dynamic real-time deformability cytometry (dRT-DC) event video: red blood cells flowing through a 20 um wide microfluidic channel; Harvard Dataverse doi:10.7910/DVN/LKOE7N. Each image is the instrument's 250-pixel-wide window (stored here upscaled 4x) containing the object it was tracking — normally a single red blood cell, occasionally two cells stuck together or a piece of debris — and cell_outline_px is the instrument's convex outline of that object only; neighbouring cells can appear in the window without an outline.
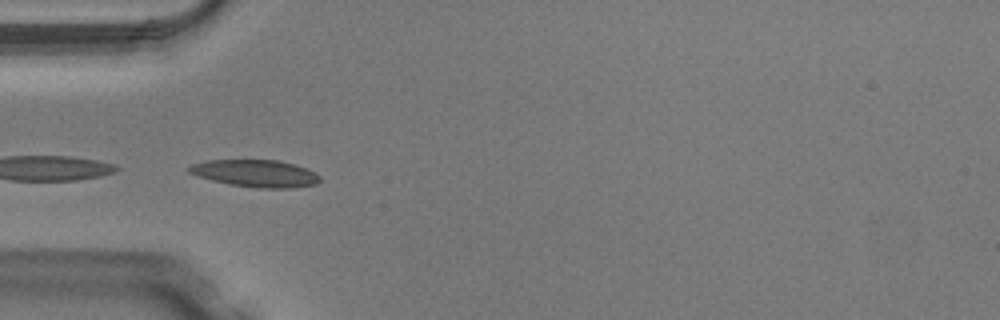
{"species": "Egyptian fruit bat (a non-hibernating species)", "species_latin": "Rousettus aegyptiacus", "temperature_condition": "warm", "stored_images_in_passage": 14, "camera_frame_rate_fps": 3000, "um_per_image_px": 0.085, "animal": {"sex": "male"}, "frame": {"image": 1, "passage_image": 10, "time_ms": 3.0, "image_size_px": [1000, 320], "cell_outline_px": [[320, 180], [316, 184], [292, 188], [260, 188], [232, 184], [212, 180], [196, 176], [188, 172], [184, 168], [192, 164], [208, 160], [276, 160], [292, 164], [304, 168], [320, 176]], "centroid_in_image_um": [21.66, 14.73], "position_along_channel_um": 63.3, "area_um2": 20.52}}